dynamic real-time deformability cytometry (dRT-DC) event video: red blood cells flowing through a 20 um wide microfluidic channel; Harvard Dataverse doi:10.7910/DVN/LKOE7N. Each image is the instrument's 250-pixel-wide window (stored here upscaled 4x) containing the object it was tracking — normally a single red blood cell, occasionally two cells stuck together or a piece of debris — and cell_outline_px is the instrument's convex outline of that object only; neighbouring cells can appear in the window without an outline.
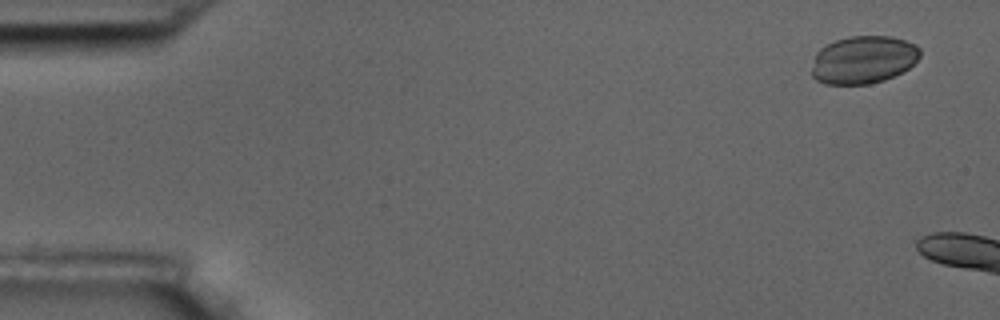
{"species": "common noctule bat (a hibernating species)", "species_latin": "Nyctalus noctula", "temperature_condition": "room temperature", "stored_images_in_passage": 3, "camera_frame_rate_fps": 3000, "um_per_image_px": 0.085, "animal": {"sex": "male", "body_mass_g": 17.5, "forearm_length_mm": 52.3}, "frame": {"image": 1, "passage_image": 1, "time_ms": 0.0, "image_size_px": [1000, 320], "cell_outline_px": [[920, 56], [908, 68], [884, 80], [868, 84], [824, 84], [816, 80], [812, 76], [812, 68], [816, 52], [820, 48], [836, 40], [848, 36], [888, 36], [904, 40], [916, 44], [920, 48]], "centroid_in_image_um": [73.37, 5.07], "position_along_channel_um": 11.6, "area_um2": 30.06}}